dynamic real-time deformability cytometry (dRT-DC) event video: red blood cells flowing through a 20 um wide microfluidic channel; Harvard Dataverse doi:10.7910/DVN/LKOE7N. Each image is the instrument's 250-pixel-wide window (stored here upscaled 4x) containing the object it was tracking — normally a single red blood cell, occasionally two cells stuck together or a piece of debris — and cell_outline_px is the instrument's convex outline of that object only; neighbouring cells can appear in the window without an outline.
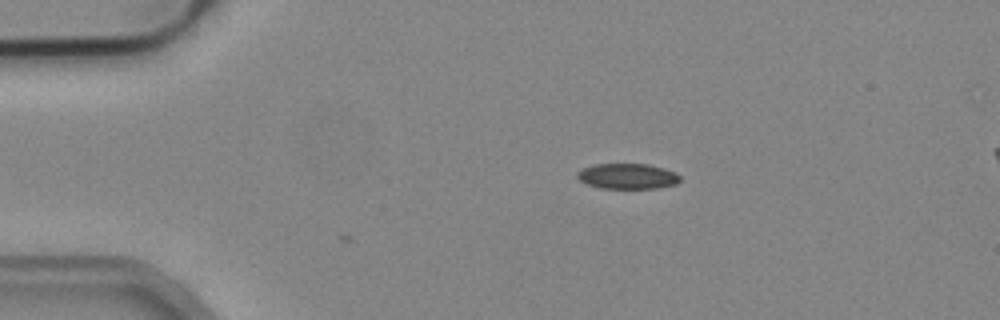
{"species": "common noctule bat (a hibernating species)", "species_latin": "Nyctalus noctula", "temperature_condition": "cold", "stored_images_in_passage": 2, "camera_frame_rate_fps": 3000, "um_per_image_px": 0.085, "animal": {"sex": "male", "body_mass_g": 19.2, "forearm_length_mm": 51.8}, "frame": {"image": 1, "passage_image": 1, "time_ms": 0.0, "image_size_px": [1000, 320], "cell_outline_px": [[680, 180], [676, 184], [656, 188], [600, 188], [588, 184], [580, 180], [576, 176], [576, 172], [580, 168], [592, 164], [648, 164], [664, 168], [676, 172], [680, 176]], "centroid_in_image_um": [53.31, 14.97], "position_along_channel_um": 31.7, "area_um2": 15.37}}